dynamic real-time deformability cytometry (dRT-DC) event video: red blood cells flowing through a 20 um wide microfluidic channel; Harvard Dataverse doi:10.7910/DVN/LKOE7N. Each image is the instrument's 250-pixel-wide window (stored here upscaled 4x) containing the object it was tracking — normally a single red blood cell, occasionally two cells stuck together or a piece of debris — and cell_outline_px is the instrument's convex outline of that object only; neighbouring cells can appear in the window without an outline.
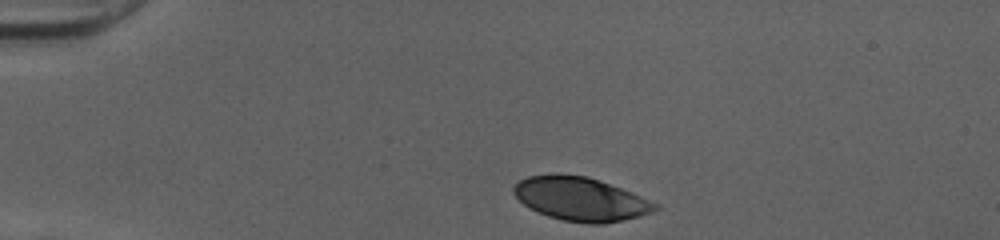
{"species": "human", "species_latin": "Homo sapiens", "temperature_condition": "cold", "stored_images_in_passage": 32, "camera_frame_rate_fps": 3000, "um_per_image_px": 0.085, "donor": {"sex": "female"}, "frame": {"image": 1, "passage_image": 1, "time_ms": 0.0, "image_size_px": [1000, 240], "cell_outline_px": [[660, 208], [652, 212], [640, 216], [624, 220], [604, 224], [588, 224], [560, 220], [548, 216], [528, 208], [512, 192], [512, 188], [520, 180], [528, 176], [556, 172], [588, 176], [600, 180], [660, 204]], "centroid_in_image_um": [49.34, 16.91], "position_along_channel_um": 35.7, "area_um2": 36.41}}
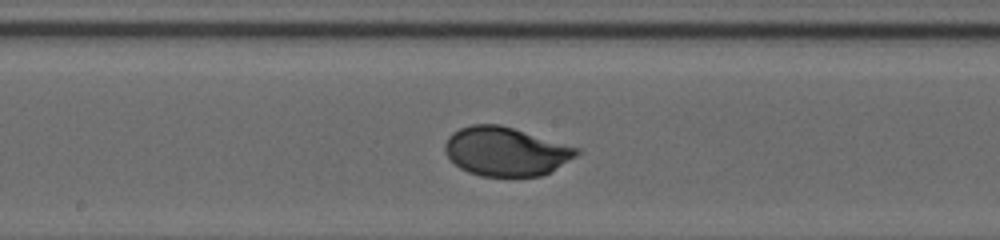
{"frame": {"image": 2, "passage_image": 18, "time_ms": 5.667, "image_size_px": [1000, 240], "cell_outline_px": [[580, 152], [576, 156], [552, 172], [540, 176], [480, 176], [468, 172], [460, 168], [444, 152], [444, 144], [448, 136], [452, 132], [460, 128], [472, 124], [500, 124], [580, 148]], "centroid_in_image_um": [42.99, 12.87], "position_along_channel_um": 205.2, "area_um2": 37.63}}
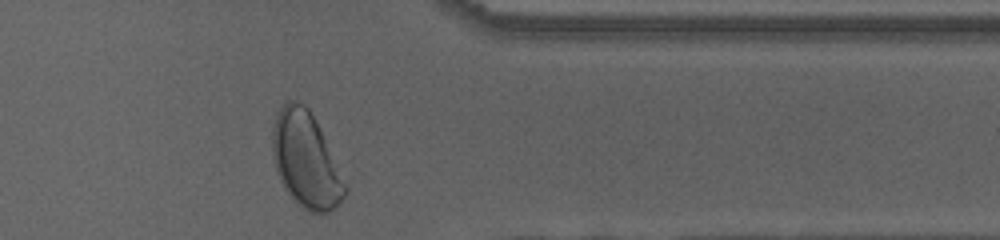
{"frame": {"image": 3, "passage_image": 32, "time_ms": 10.333, "image_size_px": [1000, 240], "cell_outline_px": [[348, 192], [328, 212], [308, 212], [284, 188], [276, 172], [272, 156], [272, 128], [276, 112], [284, 100], [296, 100], [304, 104], [308, 108], [348, 184]], "centroid_in_image_um": [25.97, 13.56], "position_along_channel_um": 385.4, "area_um2": 40.23}, "authors_computed_cell_mechanics": {"area_um2": 37.1365, "velocity_mm_per_s": 4.0012, "shape_relaxation_time_tau1_ms": 3.1945, "shape_relaxation_time_tau2_ms": null, "deformation_change_tau1": 0.158, "deformation_change_tau2": null}}